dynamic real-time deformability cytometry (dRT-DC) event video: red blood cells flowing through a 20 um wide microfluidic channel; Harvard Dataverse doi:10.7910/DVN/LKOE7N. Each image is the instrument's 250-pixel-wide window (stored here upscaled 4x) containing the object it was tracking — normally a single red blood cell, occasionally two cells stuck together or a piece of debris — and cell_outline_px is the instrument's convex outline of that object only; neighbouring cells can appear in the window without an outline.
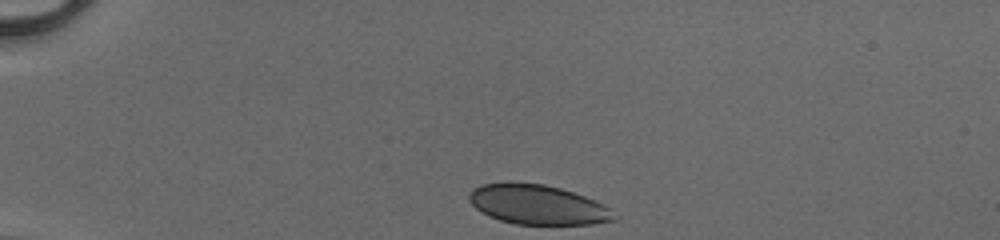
{"species": "human", "species_latin": "Homo sapiens", "temperature_condition": "cold", "stored_images_in_passage": 33, "camera_frame_rate_fps": 3000, "um_per_image_px": 0.085, "donor": {"sex": "male"}, "frame": {"image": 1, "passage_image": 1, "time_ms": 0.0, "image_size_px": [1000, 240], "cell_outline_px": [[616, 220], [592, 224], [516, 224], [500, 220], [488, 216], [476, 208], [468, 200], [468, 196], [472, 188], [480, 184], [508, 180], [544, 184], [560, 188], [596, 200], [612, 208]], "centroid_in_image_um": [45.66, 17.36], "position_along_channel_um": 39.3, "area_um2": 34.04}}
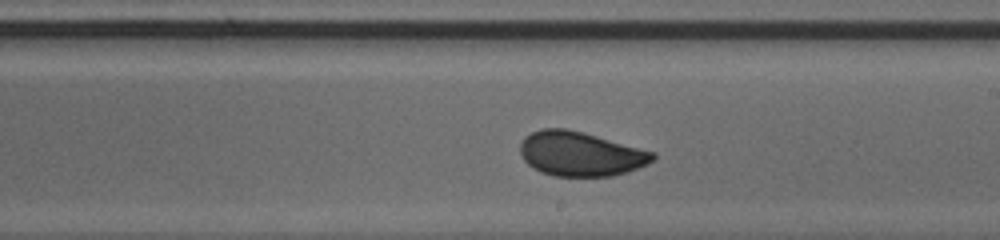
{"frame": {"image": 2, "passage_image": 20, "time_ms": 6.333, "image_size_px": [1000, 240], "cell_outline_px": [[656, 156], [648, 164], [612, 176], [552, 176], [540, 172], [532, 168], [524, 160], [520, 152], [520, 144], [524, 136], [540, 128], [564, 128], [584, 132], [656, 152]], "centroid_in_image_um": [49.31, 13.07], "position_along_channel_um": 239.7, "area_um2": 34.51}}
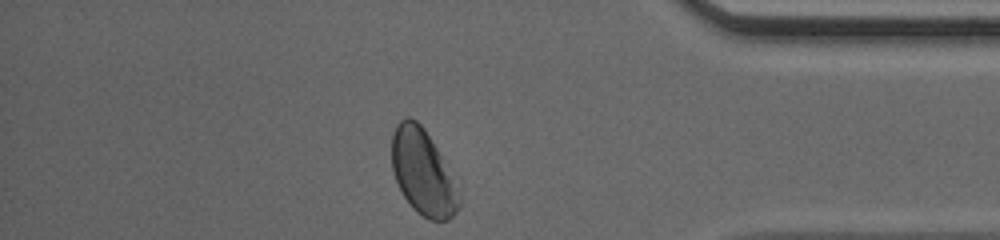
{"frame": {"image": 3, "passage_image": 33, "time_ms": 10.667, "image_size_px": [1000, 240], "cell_outline_px": [[460, 208], [448, 220], [428, 220], [416, 212], [412, 208], [404, 196], [396, 180], [392, 168], [392, 136], [396, 124], [400, 120], [408, 116], [416, 120], [424, 128], [436, 148], [460, 196]], "centroid_in_image_um": [35.91, 14.67], "position_along_channel_um": 399.3, "area_um2": 32.83}, "authors_computed_cell_mechanics": {"area_um2": 34.2754, "velocity_mm_per_s": 4.1342, "shape_relaxation_time_tau1_ms": 4.6643, "shape_relaxation_time_tau2_ms": null, "deformation_change_tau1": 0.1048, "deformation_change_tau2": null}}